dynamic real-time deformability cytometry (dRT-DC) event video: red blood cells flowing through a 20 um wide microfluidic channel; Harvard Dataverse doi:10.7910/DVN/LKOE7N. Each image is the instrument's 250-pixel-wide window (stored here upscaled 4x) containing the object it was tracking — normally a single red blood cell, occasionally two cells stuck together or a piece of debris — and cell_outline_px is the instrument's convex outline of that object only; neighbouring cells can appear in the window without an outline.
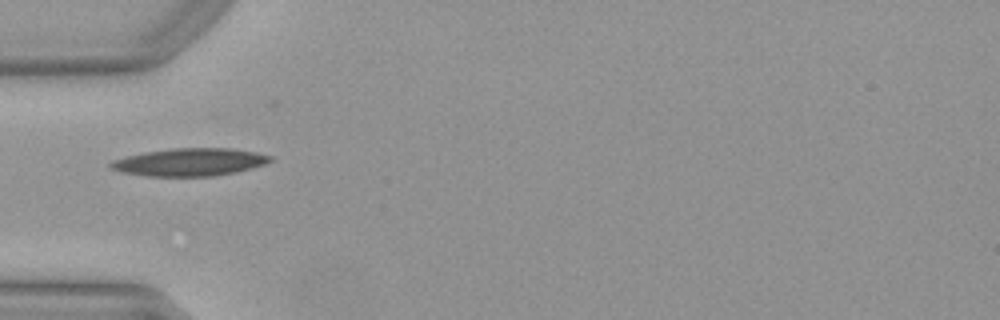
{"species": "Egyptian fruit bat (a non-hibernating species)", "species_latin": "Rousettus aegyptiacus", "temperature_condition": "warm", "stored_images_in_passage": 6, "camera_frame_rate_fps": 3000, "um_per_image_px": 0.085, "animal": {"sex": "female"}, "frame": {"image": 1, "passage_image": 1, "time_ms": 0.0, "image_size_px": [1000, 320], "cell_outline_px": [[272, 160], [264, 164], [252, 168], [236, 172], [212, 176], [148, 176], [120, 172], [112, 168], [108, 164], [112, 160], [124, 156], [144, 152], [172, 148], [232, 148], [256, 152], [272, 156]], "centroid_in_image_um": [16.11, 13.77], "position_along_channel_um": 68.9, "area_um2": 25.84}}
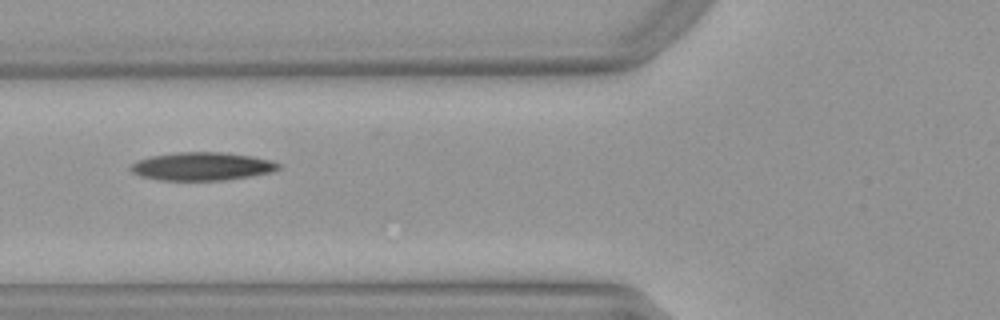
{"frame": {"image": 2, "passage_image": 4, "time_ms": 1.0, "image_size_px": [1000, 320], "cell_outline_px": [[280, 168], [272, 172], [224, 180], [160, 180], [140, 176], [132, 172], [128, 168], [136, 160], [152, 156], [176, 152], [220, 152], [252, 156], [272, 160], [280, 164]], "centroid_in_image_um": [17.15, 14.13], "position_along_channel_um": 108.7, "area_um2": 24.22}}